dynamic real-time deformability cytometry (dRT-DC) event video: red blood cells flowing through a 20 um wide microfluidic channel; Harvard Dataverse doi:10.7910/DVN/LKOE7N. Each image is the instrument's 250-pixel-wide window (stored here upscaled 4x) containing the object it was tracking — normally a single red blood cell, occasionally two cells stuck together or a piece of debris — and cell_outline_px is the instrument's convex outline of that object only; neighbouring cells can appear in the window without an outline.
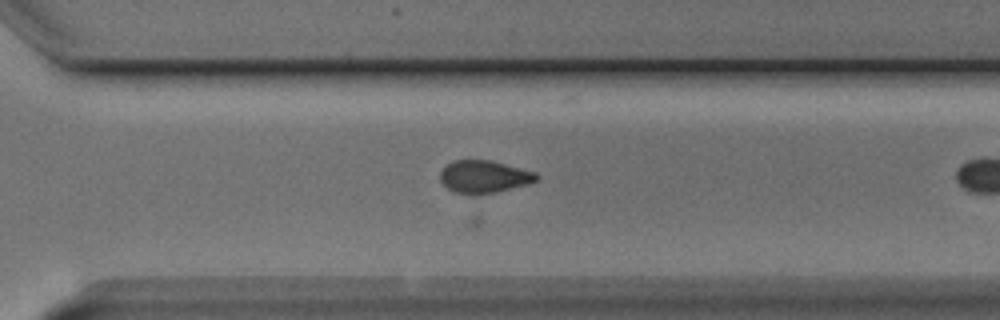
{"species": "Egyptian fruit bat (a non-hibernating species)", "species_latin": "Rousettus aegyptiacus", "temperature_condition": "cold", "stored_images_in_passage": 41, "camera_frame_rate_fps": 3000, "um_per_image_px": 0.085, "animal": {"sex": "male"}, "frame": {"image": 1, "passage_image": 32, "time_ms": 10.333, "image_size_px": [1000, 320], "cell_outline_px": [[540, 176], [536, 180], [528, 184], [496, 192], [452, 192], [440, 180], [440, 172], [452, 160], [492, 160], [536, 172]], "centroid_in_image_um": [41.17, 14.98], "position_along_channel_um": 329.4, "area_um2": 17.86}}